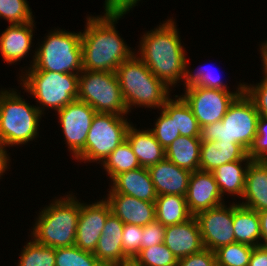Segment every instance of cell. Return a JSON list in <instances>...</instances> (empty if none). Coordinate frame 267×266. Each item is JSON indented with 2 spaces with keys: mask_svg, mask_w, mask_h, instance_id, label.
<instances>
[{
  "mask_svg": "<svg viewBox=\"0 0 267 266\" xmlns=\"http://www.w3.org/2000/svg\"><path fill=\"white\" fill-rule=\"evenodd\" d=\"M178 260L164 244L141 248L130 266H177Z\"/></svg>",
  "mask_w": 267,
  "mask_h": 266,
  "instance_id": "31",
  "label": "cell"
},
{
  "mask_svg": "<svg viewBox=\"0 0 267 266\" xmlns=\"http://www.w3.org/2000/svg\"><path fill=\"white\" fill-rule=\"evenodd\" d=\"M16 90L0 91V145H23L34 140L42 113L36 106L29 105Z\"/></svg>",
  "mask_w": 267,
  "mask_h": 266,
  "instance_id": "6",
  "label": "cell"
},
{
  "mask_svg": "<svg viewBox=\"0 0 267 266\" xmlns=\"http://www.w3.org/2000/svg\"><path fill=\"white\" fill-rule=\"evenodd\" d=\"M124 223L111 213L105 222L94 255L102 266H130L131 260L122 248Z\"/></svg>",
  "mask_w": 267,
  "mask_h": 266,
  "instance_id": "16",
  "label": "cell"
},
{
  "mask_svg": "<svg viewBox=\"0 0 267 266\" xmlns=\"http://www.w3.org/2000/svg\"><path fill=\"white\" fill-rule=\"evenodd\" d=\"M166 227L159 221L154 220L143 226L141 248H148L164 242Z\"/></svg>",
  "mask_w": 267,
  "mask_h": 266,
  "instance_id": "41",
  "label": "cell"
},
{
  "mask_svg": "<svg viewBox=\"0 0 267 266\" xmlns=\"http://www.w3.org/2000/svg\"><path fill=\"white\" fill-rule=\"evenodd\" d=\"M253 247L243 243H230L215 250L217 266H248Z\"/></svg>",
  "mask_w": 267,
  "mask_h": 266,
  "instance_id": "32",
  "label": "cell"
},
{
  "mask_svg": "<svg viewBox=\"0 0 267 266\" xmlns=\"http://www.w3.org/2000/svg\"><path fill=\"white\" fill-rule=\"evenodd\" d=\"M157 195L186 196L191 172L178 167L167 158L147 168Z\"/></svg>",
  "mask_w": 267,
  "mask_h": 266,
  "instance_id": "19",
  "label": "cell"
},
{
  "mask_svg": "<svg viewBox=\"0 0 267 266\" xmlns=\"http://www.w3.org/2000/svg\"><path fill=\"white\" fill-rule=\"evenodd\" d=\"M199 223L204 248L211 251L234 243L233 203L229 207L221 206L199 212L196 216Z\"/></svg>",
  "mask_w": 267,
  "mask_h": 266,
  "instance_id": "13",
  "label": "cell"
},
{
  "mask_svg": "<svg viewBox=\"0 0 267 266\" xmlns=\"http://www.w3.org/2000/svg\"><path fill=\"white\" fill-rule=\"evenodd\" d=\"M110 191L133 196L137 199L155 202L157 193L145 167H139L116 175Z\"/></svg>",
  "mask_w": 267,
  "mask_h": 266,
  "instance_id": "20",
  "label": "cell"
},
{
  "mask_svg": "<svg viewBox=\"0 0 267 266\" xmlns=\"http://www.w3.org/2000/svg\"><path fill=\"white\" fill-rule=\"evenodd\" d=\"M247 155L248 152L234 142H201L200 170L212 172L218 166L242 160Z\"/></svg>",
  "mask_w": 267,
  "mask_h": 266,
  "instance_id": "23",
  "label": "cell"
},
{
  "mask_svg": "<svg viewBox=\"0 0 267 266\" xmlns=\"http://www.w3.org/2000/svg\"><path fill=\"white\" fill-rule=\"evenodd\" d=\"M23 73L20 84L43 106H36L42 114V108L58 111L78 98L79 74L40 71L34 66Z\"/></svg>",
  "mask_w": 267,
  "mask_h": 266,
  "instance_id": "7",
  "label": "cell"
},
{
  "mask_svg": "<svg viewBox=\"0 0 267 266\" xmlns=\"http://www.w3.org/2000/svg\"><path fill=\"white\" fill-rule=\"evenodd\" d=\"M154 203L156 220L165 227L184 223L193 217L188 209L186 196L157 195Z\"/></svg>",
  "mask_w": 267,
  "mask_h": 266,
  "instance_id": "28",
  "label": "cell"
},
{
  "mask_svg": "<svg viewBox=\"0 0 267 266\" xmlns=\"http://www.w3.org/2000/svg\"><path fill=\"white\" fill-rule=\"evenodd\" d=\"M233 228L236 242L252 247L261 246L260 218L257 211L233 202Z\"/></svg>",
  "mask_w": 267,
  "mask_h": 266,
  "instance_id": "25",
  "label": "cell"
},
{
  "mask_svg": "<svg viewBox=\"0 0 267 266\" xmlns=\"http://www.w3.org/2000/svg\"><path fill=\"white\" fill-rule=\"evenodd\" d=\"M186 202L193 216L224 204L219 186L212 172L203 170L191 172Z\"/></svg>",
  "mask_w": 267,
  "mask_h": 266,
  "instance_id": "15",
  "label": "cell"
},
{
  "mask_svg": "<svg viewBox=\"0 0 267 266\" xmlns=\"http://www.w3.org/2000/svg\"><path fill=\"white\" fill-rule=\"evenodd\" d=\"M262 80L255 86L243 83V91L252 100L259 115L267 117V75L264 74Z\"/></svg>",
  "mask_w": 267,
  "mask_h": 266,
  "instance_id": "40",
  "label": "cell"
},
{
  "mask_svg": "<svg viewBox=\"0 0 267 266\" xmlns=\"http://www.w3.org/2000/svg\"><path fill=\"white\" fill-rule=\"evenodd\" d=\"M111 207L104 199L92 204L80 203V215L76 229L75 246L94 253Z\"/></svg>",
  "mask_w": 267,
  "mask_h": 266,
  "instance_id": "14",
  "label": "cell"
},
{
  "mask_svg": "<svg viewBox=\"0 0 267 266\" xmlns=\"http://www.w3.org/2000/svg\"><path fill=\"white\" fill-rule=\"evenodd\" d=\"M176 97L175 100L169 98L162 109L170 117H175V125L180 132V136L200 137L201 128L191 108L181 96L175 95Z\"/></svg>",
  "mask_w": 267,
  "mask_h": 266,
  "instance_id": "29",
  "label": "cell"
},
{
  "mask_svg": "<svg viewBox=\"0 0 267 266\" xmlns=\"http://www.w3.org/2000/svg\"><path fill=\"white\" fill-rule=\"evenodd\" d=\"M248 266H267V247H253Z\"/></svg>",
  "mask_w": 267,
  "mask_h": 266,
  "instance_id": "43",
  "label": "cell"
},
{
  "mask_svg": "<svg viewBox=\"0 0 267 266\" xmlns=\"http://www.w3.org/2000/svg\"><path fill=\"white\" fill-rule=\"evenodd\" d=\"M177 266H217L216 255L214 251L204 248L198 253L179 259Z\"/></svg>",
  "mask_w": 267,
  "mask_h": 266,
  "instance_id": "42",
  "label": "cell"
},
{
  "mask_svg": "<svg viewBox=\"0 0 267 266\" xmlns=\"http://www.w3.org/2000/svg\"><path fill=\"white\" fill-rule=\"evenodd\" d=\"M77 99L89 104L96 113L128 114L115 72L83 69L79 74Z\"/></svg>",
  "mask_w": 267,
  "mask_h": 266,
  "instance_id": "9",
  "label": "cell"
},
{
  "mask_svg": "<svg viewBox=\"0 0 267 266\" xmlns=\"http://www.w3.org/2000/svg\"><path fill=\"white\" fill-rule=\"evenodd\" d=\"M126 140L137 157L141 167L148 168L165 158V149L151 130H137L132 124L128 127Z\"/></svg>",
  "mask_w": 267,
  "mask_h": 266,
  "instance_id": "24",
  "label": "cell"
},
{
  "mask_svg": "<svg viewBox=\"0 0 267 266\" xmlns=\"http://www.w3.org/2000/svg\"><path fill=\"white\" fill-rule=\"evenodd\" d=\"M260 218V228H261V246L267 247V210L258 212Z\"/></svg>",
  "mask_w": 267,
  "mask_h": 266,
  "instance_id": "44",
  "label": "cell"
},
{
  "mask_svg": "<svg viewBox=\"0 0 267 266\" xmlns=\"http://www.w3.org/2000/svg\"><path fill=\"white\" fill-rule=\"evenodd\" d=\"M0 17L10 25L34 21L27 0H0Z\"/></svg>",
  "mask_w": 267,
  "mask_h": 266,
  "instance_id": "36",
  "label": "cell"
},
{
  "mask_svg": "<svg viewBox=\"0 0 267 266\" xmlns=\"http://www.w3.org/2000/svg\"><path fill=\"white\" fill-rule=\"evenodd\" d=\"M101 164L111 180L120 173L141 167L127 140H124Z\"/></svg>",
  "mask_w": 267,
  "mask_h": 266,
  "instance_id": "30",
  "label": "cell"
},
{
  "mask_svg": "<svg viewBox=\"0 0 267 266\" xmlns=\"http://www.w3.org/2000/svg\"><path fill=\"white\" fill-rule=\"evenodd\" d=\"M128 11H105L92 15L81 32L82 68L89 71L115 72L118 66L135 52L119 36L117 21Z\"/></svg>",
  "mask_w": 267,
  "mask_h": 266,
  "instance_id": "1",
  "label": "cell"
},
{
  "mask_svg": "<svg viewBox=\"0 0 267 266\" xmlns=\"http://www.w3.org/2000/svg\"><path fill=\"white\" fill-rule=\"evenodd\" d=\"M242 203L247 208L261 212L267 210V161L252 160L246 171Z\"/></svg>",
  "mask_w": 267,
  "mask_h": 266,
  "instance_id": "22",
  "label": "cell"
},
{
  "mask_svg": "<svg viewBox=\"0 0 267 266\" xmlns=\"http://www.w3.org/2000/svg\"><path fill=\"white\" fill-rule=\"evenodd\" d=\"M55 266H102L96 256L73 245L55 248Z\"/></svg>",
  "mask_w": 267,
  "mask_h": 266,
  "instance_id": "34",
  "label": "cell"
},
{
  "mask_svg": "<svg viewBox=\"0 0 267 266\" xmlns=\"http://www.w3.org/2000/svg\"><path fill=\"white\" fill-rule=\"evenodd\" d=\"M34 54L30 66L40 71L80 74L83 70L81 32L55 29Z\"/></svg>",
  "mask_w": 267,
  "mask_h": 266,
  "instance_id": "8",
  "label": "cell"
},
{
  "mask_svg": "<svg viewBox=\"0 0 267 266\" xmlns=\"http://www.w3.org/2000/svg\"><path fill=\"white\" fill-rule=\"evenodd\" d=\"M160 114L155 122V128L150 130L160 145L167 149L176 138L180 137V132L176 128L175 117H170L163 109Z\"/></svg>",
  "mask_w": 267,
  "mask_h": 266,
  "instance_id": "37",
  "label": "cell"
},
{
  "mask_svg": "<svg viewBox=\"0 0 267 266\" xmlns=\"http://www.w3.org/2000/svg\"><path fill=\"white\" fill-rule=\"evenodd\" d=\"M248 157L251 160L267 161V117L259 115L256 136L248 150Z\"/></svg>",
  "mask_w": 267,
  "mask_h": 266,
  "instance_id": "39",
  "label": "cell"
},
{
  "mask_svg": "<svg viewBox=\"0 0 267 266\" xmlns=\"http://www.w3.org/2000/svg\"><path fill=\"white\" fill-rule=\"evenodd\" d=\"M239 84L235 92L195 86L185 90L181 97L189 105L201 127L221 121L229 105L243 92Z\"/></svg>",
  "mask_w": 267,
  "mask_h": 266,
  "instance_id": "11",
  "label": "cell"
},
{
  "mask_svg": "<svg viewBox=\"0 0 267 266\" xmlns=\"http://www.w3.org/2000/svg\"><path fill=\"white\" fill-rule=\"evenodd\" d=\"M251 161L252 160L247 155L242 160L228 162L218 166L212 171L222 197L226 192L230 195L232 194L233 196H239L240 198L243 196L246 171ZM242 163L245 165L243 166Z\"/></svg>",
  "mask_w": 267,
  "mask_h": 266,
  "instance_id": "26",
  "label": "cell"
},
{
  "mask_svg": "<svg viewBox=\"0 0 267 266\" xmlns=\"http://www.w3.org/2000/svg\"><path fill=\"white\" fill-rule=\"evenodd\" d=\"M34 21L11 24L0 36V53L7 63L14 64L27 55L32 47Z\"/></svg>",
  "mask_w": 267,
  "mask_h": 266,
  "instance_id": "21",
  "label": "cell"
},
{
  "mask_svg": "<svg viewBox=\"0 0 267 266\" xmlns=\"http://www.w3.org/2000/svg\"><path fill=\"white\" fill-rule=\"evenodd\" d=\"M64 139L75 159L84 151L87 135L96 111L78 99L57 111Z\"/></svg>",
  "mask_w": 267,
  "mask_h": 266,
  "instance_id": "12",
  "label": "cell"
},
{
  "mask_svg": "<svg viewBox=\"0 0 267 266\" xmlns=\"http://www.w3.org/2000/svg\"><path fill=\"white\" fill-rule=\"evenodd\" d=\"M105 200L111 212L124 224L145 226L156 220L155 203L137 199L126 194L109 192Z\"/></svg>",
  "mask_w": 267,
  "mask_h": 266,
  "instance_id": "18",
  "label": "cell"
},
{
  "mask_svg": "<svg viewBox=\"0 0 267 266\" xmlns=\"http://www.w3.org/2000/svg\"><path fill=\"white\" fill-rule=\"evenodd\" d=\"M258 118L254 103L243 91L229 105L221 121L201 127L200 140L234 142L248 152L256 136Z\"/></svg>",
  "mask_w": 267,
  "mask_h": 266,
  "instance_id": "5",
  "label": "cell"
},
{
  "mask_svg": "<svg viewBox=\"0 0 267 266\" xmlns=\"http://www.w3.org/2000/svg\"><path fill=\"white\" fill-rule=\"evenodd\" d=\"M143 226L124 224L122 248L125 255L132 261L141 250Z\"/></svg>",
  "mask_w": 267,
  "mask_h": 266,
  "instance_id": "38",
  "label": "cell"
},
{
  "mask_svg": "<svg viewBox=\"0 0 267 266\" xmlns=\"http://www.w3.org/2000/svg\"><path fill=\"white\" fill-rule=\"evenodd\" d=\"M10 158L8 154L2 149L0 145V177L5 173L6 169L9 166Z\"/></svg>",
  "mask_w": 267,
  "mask_h": 266,
  "instance_id": "45",
  "label": "cell"
},
{
  "mask_svg": "<svg viewBox=\"0 0 267 266\" xmlns=\"http://www.w3.org/2000/svg\"><path fill=\"white\" fill-rule=\"evenodd\" d=\"M31 240L21 251L17 266H55V248Z\"/></svg>",
  "mask_w": 267,
  "mask_h": 266,
  "instance_id": "33",
  "label": "cell"
},
{
  "mask_svg": "<svg viewBox=\"0 0 267 266\" xmlns=\"http://www.w3.org/2000/svg\"><path fill=\"white\" fill-rule=\"evenodd\" d=\"M128 112L132 106L159 108L170 98V88L159 80L146 64L133 54L115 71Z\"/></svg>",
  "mask_w": 267,
  "mask_h": 266,
  "instance_id": "3",
  "label": "cell"
},
{
  "mask_svg": "<svg viewBox=\"0 0 267 266\" xmlns=\"http://www.w3.org/2000/svg\"><path fill=\"white\" fill-rule=\"evenodd\" d=\"M201 142L200 137L180 136L165 149V158L190 172L200 170Z\"/></svg>",
  "mask_w": 267,
  "mask_h": 266,
  "instance_id": "27",
  "label": "cell"
},
{
  "mask_svg": "<svg viewBox=\"0 0 267 266\" xmlns=\"http://www.w3.org/2000/svg\"><path fill=\"white\" fill-rule=\"evenodd\" d=\"M260 51H261V57H262V65H263V73L265 74V75H267V41H266V43H265V41H264V43H262V45L260 46Z\"/></svg>",
  "mask_w": 267,
  "mask_h": 266,
  "instance_id": "46",
  "label": "cell"
},
{
  "mask_svg": "<svg viewBox=\"0 0 267 266\" xmlns=\"http://www.w3.org/2000/svg\"><path fill=\"white\" fill-rule=\"evenodd\" d=\"M127 118L112 113H96L90 126L84 151L76 160L103 162L124 140L128 127Z\"/></svg>",
  "mask_w": 267,
  "mask_h": 266,
  "instance_id": "10",
  "label": "cell"
},
{
  "mask_svg": "<svg viewBox=\"0 0 267 266\" xmlns=\"http://www.w3.org/2000/svg\"><path fill=\"white\" fill-rule=\"evenodd\" d=\"M187 67L188 64L186 58L184 76L182 79V82L183 80L185 81L184 87H186V90L191 87L200 86L230 91L228 86L221 81V78L219 76H217L218 74H212L214 71L211 73V70H206V68L203 70V68L201 67V69L193 73L192 70L190 71Z\"/></svg>",
  "mask_w": 267,
  "mask_h": 266,
  "instance_id": "35",
  "label": "cell"
},
{
  "mask_svg": "<svg viewBox=\"0 0 267 266\" xmlns=\"http://www.w3.org/2000/svg\"><path fill=\"white\" fill-rule=\"evenodd\" d=\"M173 19L148 31L140 41L139 57L168 88L184 76L186 50Z\"/></svg>",
  "mask_w": 267,
  "mask_h": 266,
  "instance_id": "2",
  "label": "cell"
},
{
  "mask_svg": "<svg viewBox=\"0 0 267 266\" xmlns=\"http://www.w3.org/2000/svg\"><path fill=\"white\" fill-rule=\"evenodd\" d=\"M79 215L80 202L72 193L56 199L39 213L31 231L32 239L52 248L73 246Z\"/></svg>",
  "mask_w": 267,
  "mask_h": 266,
  "instance_id": "4",
  "label": "cell"
},
{
  "mask_svg": "<svg viewBox=\"0 0 267 266\" xmlns=\"http://www.w3.org/2000/svg\"><path fill=\"white\" fill-rule=\"evenodd\" d=\"M163 243L177 260L202 251L204 245L196 217L181 224L166 226Z\"/></svg>",
  "mask_w": 267,
  "mask_h": 266,
  "instance_id": "17",
  "label": "cell"
}]
</instances>
